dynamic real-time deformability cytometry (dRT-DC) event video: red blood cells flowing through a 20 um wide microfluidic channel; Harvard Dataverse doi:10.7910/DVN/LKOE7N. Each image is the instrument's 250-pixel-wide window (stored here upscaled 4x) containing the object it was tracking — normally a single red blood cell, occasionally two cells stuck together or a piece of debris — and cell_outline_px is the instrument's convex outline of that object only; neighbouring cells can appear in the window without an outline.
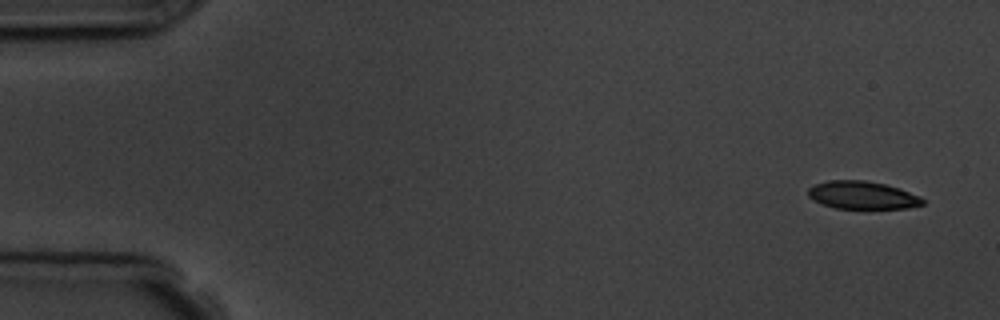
{"species": "common noctule bat (a hibernating species)", "species_latin": "Nyctalus noctula", "temperature_condition": "room temperature", "stored_images_in_passage": 6, "segment_of_instrument_passage": [1, 2], "camera_frame_rate_fps": 3000, "um_per_image_px": 0.085, "animal": {"sex": "male", "body_mass_g": 19.5, "forearm_length_mm": 54.6}, "frame": {"image": 1, "passage_image": 1, "time_ms": 0.0, "image_size_px": [1000, 320], "cell_outline_px": [[924, 204], [908, 208], [836, 208], [824, 204], [808, 196], [808, 188], [816, 184], [828, 180], [864, 180], [884, 184], [900, 188], [920, 196], [924, 200]], "centroid_in_image_um": [73.33, 16.58], "position_along_channel_um": 11.7, "area_um2": 18.38}}